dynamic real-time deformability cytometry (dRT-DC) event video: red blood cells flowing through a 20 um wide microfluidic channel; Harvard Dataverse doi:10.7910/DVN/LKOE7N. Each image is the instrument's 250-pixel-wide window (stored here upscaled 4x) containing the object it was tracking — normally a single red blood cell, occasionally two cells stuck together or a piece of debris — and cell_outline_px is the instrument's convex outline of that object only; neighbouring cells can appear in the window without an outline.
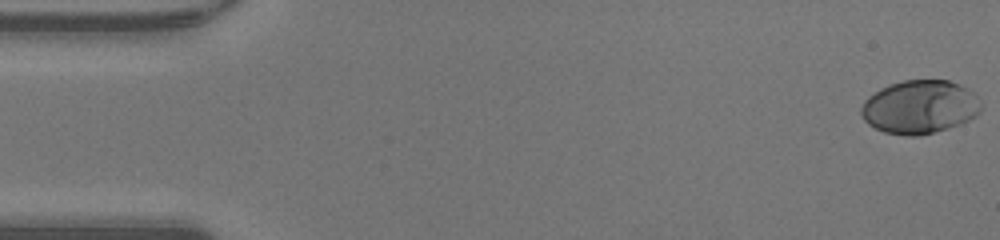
{"species": "human", "species_latin": "Homo sapiens", "temperature_condition": "warm", "stored_images_in_passage": 48, "camera_frame_rate_fps": 3000, "um_per_image_px": 0.085, "donor": {"sex": "male"}, "frame": {"image": 1, "passage_image": 1, "time_ms": 0.0, "image_size_px": [1000, 240], "cell_outline_px": [[984, 104], [980, 112], [976, 116], [960, 124], [948, 128], [916, 136], [908, 136], [884, 132], [868, 124], [864, 120], [860, 112], [860, 108], [864, 100], [868, 96], [880, 88], [888, 84], [904, 80], [948, 80], [968, 88]], "centroid_in_image_um": [78.18, 9.08], "position_along_channel_um": 6.8, "area_um2": 37.57}}
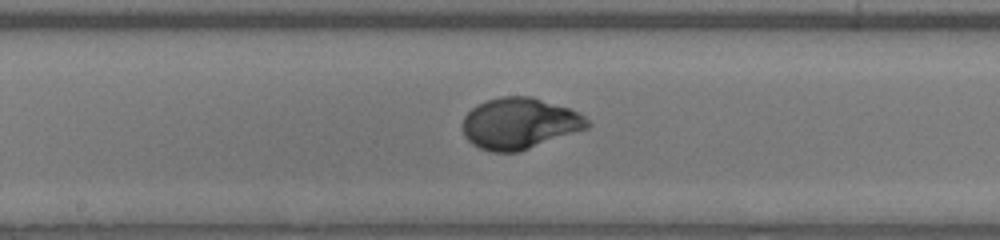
{"frame": {"image": 2, "passage_image": 25, "time_ms": 8.0, "image_size_px": [1000, 240], "cell_outline_px": [[592, 124], [588, 128], [520, 152], [492, 152], [480, 148], [472, 144], [464, 136], [464, 116], [476, 104], [500, 96], [532, 96], [568, 108], [584, 116]], "centroid_in_image_um": [44.16, 10.5], "position_along_channel_um": 204.0, "area_um2": 37.22}}
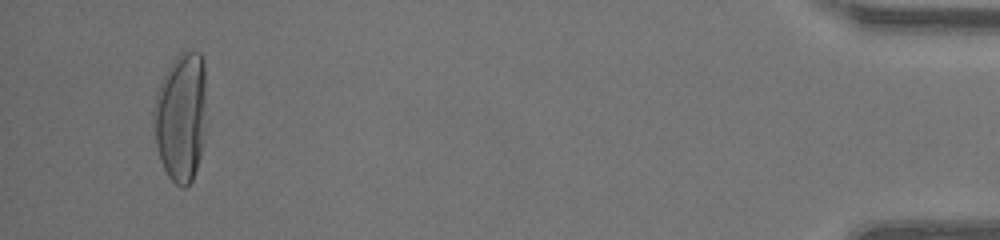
{"frame": {"image": 3, "passage_image": 46, "time_ms": 15.0, "image_size_px": [1000, 240], "cell_outline_px": [[208, 120], [200, 156], [192, 180], [184, 188], [176, 184], [168, 176], [160, 160], [156, 148], [152, 112], [156, 96], [160, 84], [168, 68], [176, 56], [184, 48], [200, 52], [204, 60]], "centroid_in_image_um": [15.42, 9.89], "position_along_channel_um": 419.8, "area_um2": 40.81}, "authors_computed_cell_mechanics": {"area_um2": 36.4718, "velocity_mm_per_s": 4.3132, "shape_relaxation_time_tau1_ms": 3.0659, "shape_relaxation_time_tau2_ms": null, "deformation_change_tau1": 0.2171, "deformation_change_tau2": null}}